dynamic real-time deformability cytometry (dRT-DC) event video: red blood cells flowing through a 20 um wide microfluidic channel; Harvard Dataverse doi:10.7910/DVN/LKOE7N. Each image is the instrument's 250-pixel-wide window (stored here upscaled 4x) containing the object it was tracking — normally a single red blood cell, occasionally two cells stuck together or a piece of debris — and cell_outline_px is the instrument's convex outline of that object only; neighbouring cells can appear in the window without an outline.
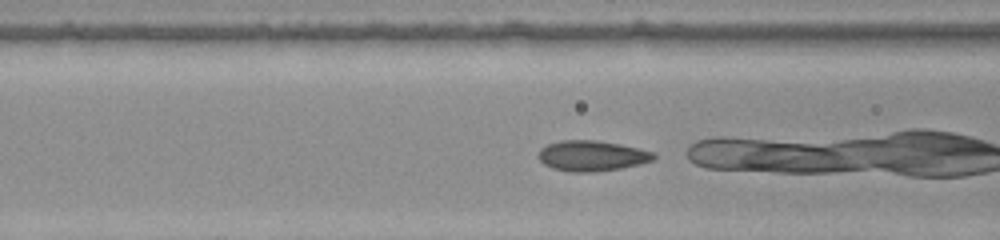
{"species": "common noctule bat (a hibernating species)", "species_latin": "Nyctalus noctula", "temperature_condition": "warm", "stored_images_in_passage": 39, "camera_frame_rate_fps": 3000, "um_per_image_px": 0.085, "animal": {"sex": "female", "body_mass_g": 22.0, "forearm_length_mm": 56.7}, "frame": {"image": 1, "passage_image": 14, "time_ms": 4.333, "image_size_px": [1000, 240], "cell_outline_px": [[656, 160], [640, 164], [620, 168], [592, 172], [568, 172], [552, 168], [544, 164], [536, 156], [540, 148], [548, 144], [560, 140], [596, 140], [620, 144], [656, 152]], "centroid_in_image_um": [50.31, 13.24], "position_along_channel_um": 116.3, "area_um2": 20.75}}
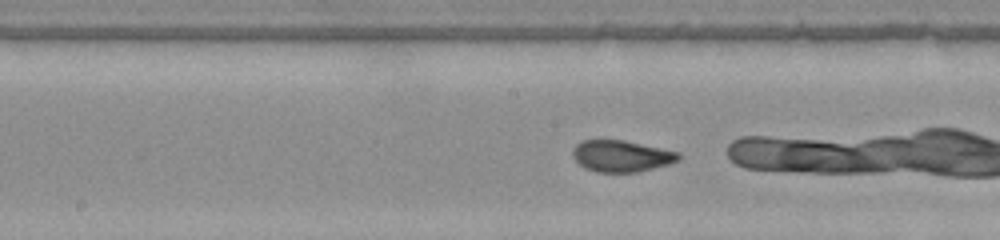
{"frame": {"image": 2, "passage_image": 20, "time_ms": 6.333, "image_size_px": [1000, 240], "cell_outline_px": [[680, 160], [668, 164], [636, 172], [596, 172], [584, 168], [572, 156], [572, 148], [580, 140], [624, 140], [680, 152]], "centroid_in_image_um": [52.79, 13.25], "position_along_channel_um": 195.4, "area_um2": 19.48}, "authors_computed_cell_mechanics": {"area_um2": 19.8832, "velocity_mm_per_s": 3.9589, "shape_relaxation_time_tau1_ms": 6.9966, "shape_relaxation_time_tau2_ms": null, "deformation_change_tau1": 0.1439, "deformation_change_tau2": null}}